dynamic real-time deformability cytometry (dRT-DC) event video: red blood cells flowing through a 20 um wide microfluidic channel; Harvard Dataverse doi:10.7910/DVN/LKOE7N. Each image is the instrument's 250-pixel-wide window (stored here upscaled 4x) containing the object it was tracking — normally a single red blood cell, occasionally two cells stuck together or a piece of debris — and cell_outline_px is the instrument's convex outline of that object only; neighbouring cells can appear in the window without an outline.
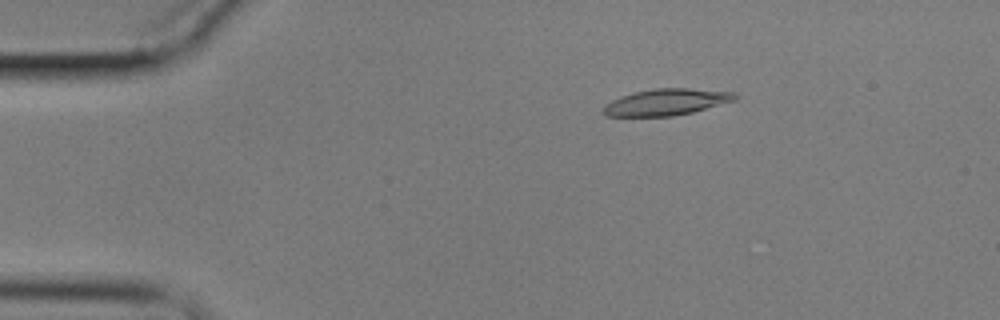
{"species": "common noctule bat (a hibernating species)", "species_latin": "Nyctalus noctula", "temperature_condition": "cold", "stored_images_in_passage": 59, "camera_frame_rate_fps": 3000, "um_per_image_px": 0.085, "animal": {"sex": "male", "body_mass_g": 17.9}, "frame": {"image": 1, "passage_image": 10, "time_ms": 3.0, "image_size_px": [1000, 320], "cell_outline_px": [[740, 96], [736, 100], [692, 112], [672, 116], [604, 116], [604, 104], [620, 96], [636, 92], [656, 88], [688, 88], [736, 92]], "centroid_in_image_um": [56.67, 8.67], "position_along_channel_um": 28.3, "area_um2": 20.29}}
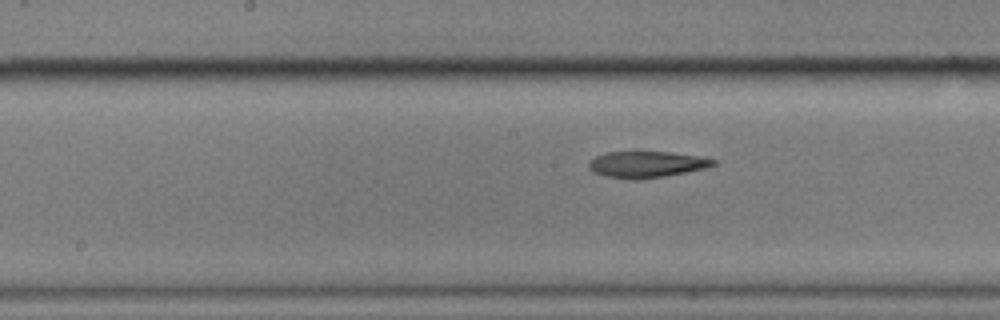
{"frame": {"image": 2, "passage_image": 30, "time_ms": 9.667, "image_size_px": [1000, 320], "cell_outline_px": [[716, 164], [708, 168], [664, 176], [640, 180], [636, 180], [604, 176], [592, 172], [588, 168], [588, 160], [604, 152], [672, 152], [696, 156], [716, 160]], "centroid_in_image_um": [54.91, 13.98], "position_along_channel_um": 193.3, "area_um2": 19.25}}
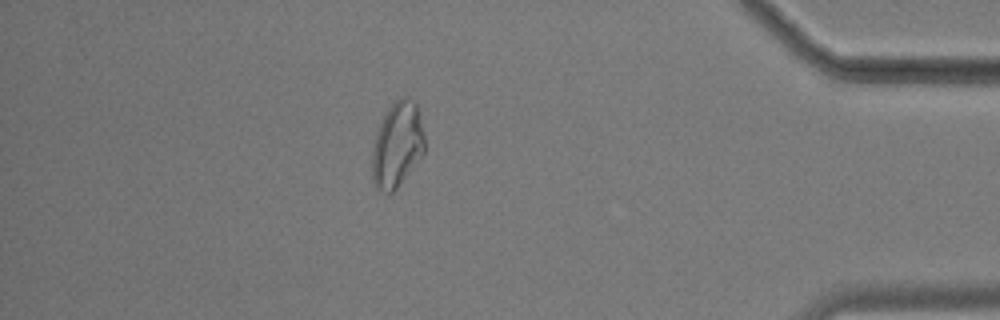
{"frame": {"image": 3, "passage_image": 52, "time_ms": 17.0, "image_size_px": [1000, 320], "cell_outline_px": [[424, 152], [396, 188], [392, 192], [384, 192], [376, 188], [372, 180], [372, 148], [380, 124], [388, 108], [400, 96], [408, 96], [416, 104], [424, 132]], "centroid_in_image_um": [33.75, 12.28], "position_along_channel_um": 401.4, "area_um2": 25.72}, "authors_computed_cell_mechanics": {"area_um2": 20.2878, "velocity_mm_per_s": 3.3679, "shape_relaxation_time_tau1_ms": null, "shape_relaxation_time_tau2_ms": 8.3367, "deformation_change_tau1": null, "deformation_change_tau2": 0.1536}}